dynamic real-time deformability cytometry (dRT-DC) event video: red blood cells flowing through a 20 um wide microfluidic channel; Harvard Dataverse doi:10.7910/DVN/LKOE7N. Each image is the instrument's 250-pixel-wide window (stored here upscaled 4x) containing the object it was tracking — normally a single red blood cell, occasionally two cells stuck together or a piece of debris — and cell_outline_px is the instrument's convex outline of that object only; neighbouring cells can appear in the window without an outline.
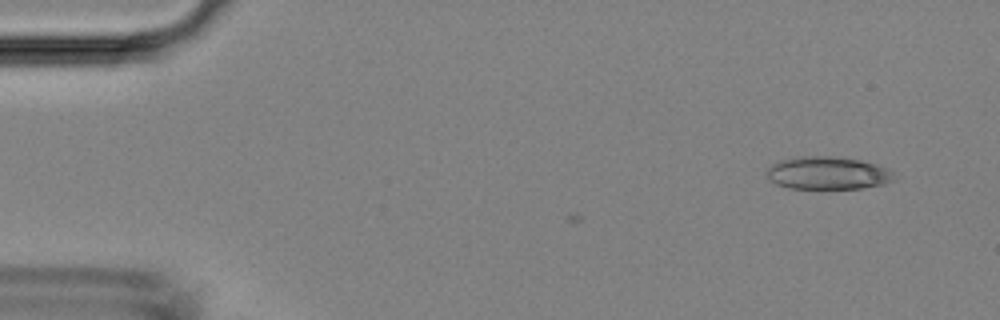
{"species": "Egyptian fruit bat (a non-hibernating species)", "species_latin": "Rousettus aegyptiacus", "temperature_condition": "room temperature", "stored_images_in_passage": 2, "camera_frame_rate_fps": 3000, "um_per_image_px": 0.085, "animal": {"sex": "female"}, "frame": {"image": 1, "passage_image": 2, "time_ms": 0.333, "image_size_px": [1000, 320], "cell_outline_px": [[896, 180], [884, 184], [860, 188], [788, 188], [776, 184], [768, 176], [768, 168], [772, 164], [780, 160], [800, 156], [832, 156], [860, 160], [876, 164], [888, 168], [892, 172]], "centroid_in_image_um": [70.39, 14.7], "position_along_channel_um": 14.6, "area_um2": 24.22}}